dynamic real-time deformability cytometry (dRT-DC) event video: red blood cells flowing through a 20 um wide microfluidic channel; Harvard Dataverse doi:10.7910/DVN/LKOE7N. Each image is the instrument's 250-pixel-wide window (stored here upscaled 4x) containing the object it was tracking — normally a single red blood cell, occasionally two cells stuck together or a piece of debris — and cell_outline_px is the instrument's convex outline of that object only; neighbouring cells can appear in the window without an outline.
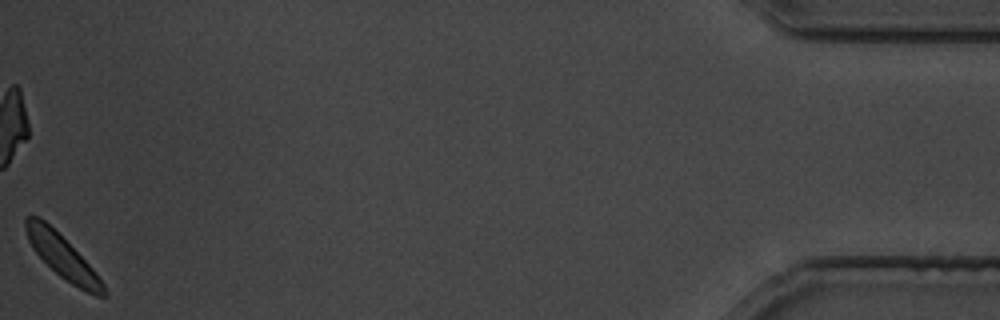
{"species": "common noctule bat (a hibernating species)", "species_latin": "Nyctalus noctula", "temperature_condition": "cold", "stored_images_in_passage": 26, "camera_frame_rate_fps": 3000, "um_per_image_px": 0.085, "animal": {"sex": "male", "body_mass_g": 19.5, "forearm_length_mm": 54.6}, "frame": {"image": 1, "passage_image": 26, "time_ms": 30.667, "image_size_px": [1000, 320], "cell_outline_px": [[108, 296], [96, 296], [72, 284], [60, 276], [32, 248], [28, 240], [24, 228], [24, 216], [40, 216], [96, 272], [104, 284], [108, 292]], "centroid_in_image_um": [5.29, 21.81], "position_along_channel_um": 429.9, "area_um2": 18.96}}